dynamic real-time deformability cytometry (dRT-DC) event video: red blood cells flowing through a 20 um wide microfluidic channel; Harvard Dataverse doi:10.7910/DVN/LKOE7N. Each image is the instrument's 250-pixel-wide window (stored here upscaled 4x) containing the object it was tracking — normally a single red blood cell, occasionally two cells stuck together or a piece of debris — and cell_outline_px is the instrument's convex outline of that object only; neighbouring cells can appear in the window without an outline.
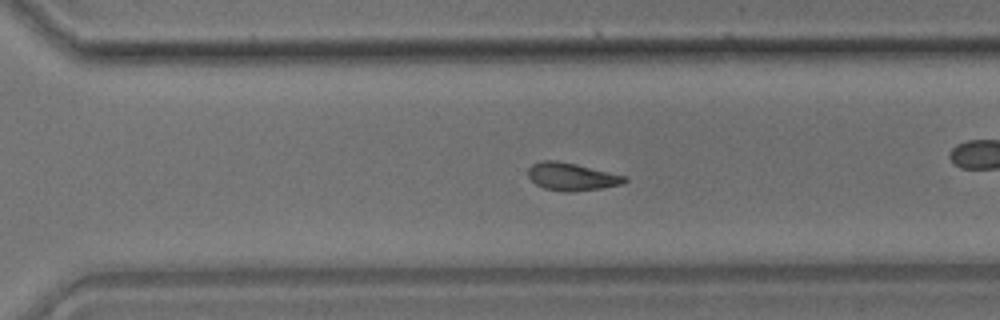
{"species": "common noctule bat (a hibernating species)", "species_latin": "Nyctalus noctula", "temperature_condition": "room temperature", "stored_images_in_passage": 38, "camera_frame_rate_fps": 3000, "um_per_image_px": 0.085, "animal": {"sex": "male", "body_mass_g": 17.9}, "frame": {"image": 1, "passage_image": 22, "time_ms": 7.0, "image_size_px": [1000, 320], "cell_outline_px": [[628, 180], [620, 184], [600, 188], [572, 192], [568, 192], [544, 188], [536, 184], [528, 176], [528, 168], [532, 164], [540, 160], [556, 160], [576, 164], [628, 176]], "centroid_in_image_um": [48.58, 15.0], "position_along_channel_um": 322.0, "area_um2": 15.55}}